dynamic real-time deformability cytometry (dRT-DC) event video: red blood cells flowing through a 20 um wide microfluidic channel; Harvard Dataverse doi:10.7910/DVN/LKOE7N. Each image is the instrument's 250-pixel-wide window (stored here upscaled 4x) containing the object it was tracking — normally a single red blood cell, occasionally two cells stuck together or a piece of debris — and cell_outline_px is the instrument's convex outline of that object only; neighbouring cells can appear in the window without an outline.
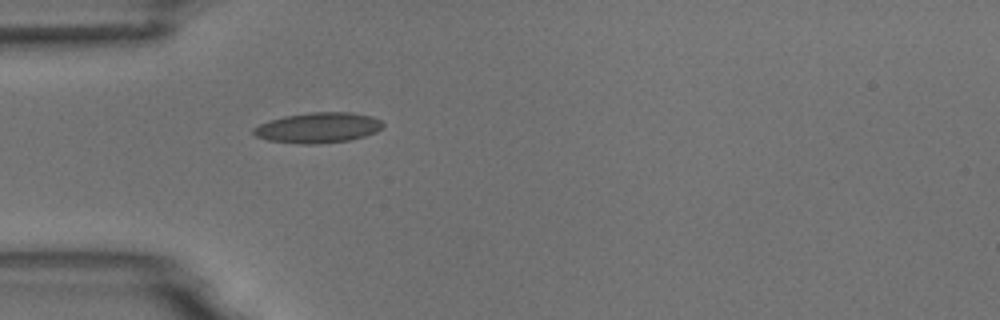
{"species": "common noctule bat (a hibernating species)", "species_latin": "Nyctalus noctula", "temperature_condition": "room temperature", "stored_images_in_passage": 1, "camera_frame_rate_fps": 3000, "um_per_image_px": 0.085, "animal": {"sex": "male", "body_mass_g": 18.8}, "frame": {"image": 1, "passage_image": 1, "time_ms": 0.0, "image_size_px": [1000, 320], "cell_outline_px": [[384, 124], [376, 132], [352, 140], [316, 144], [300, 144], [268, 140], [256, 136], [252, 132], [252, 128], [260, 124], [284, 116], [308, 112], [352, 112], [372, 116], [380, 120]], "centroid_in_image_um": [27.04, 10.85], "position_along_channel_um": 58.0, "area_um2": 22.95}}